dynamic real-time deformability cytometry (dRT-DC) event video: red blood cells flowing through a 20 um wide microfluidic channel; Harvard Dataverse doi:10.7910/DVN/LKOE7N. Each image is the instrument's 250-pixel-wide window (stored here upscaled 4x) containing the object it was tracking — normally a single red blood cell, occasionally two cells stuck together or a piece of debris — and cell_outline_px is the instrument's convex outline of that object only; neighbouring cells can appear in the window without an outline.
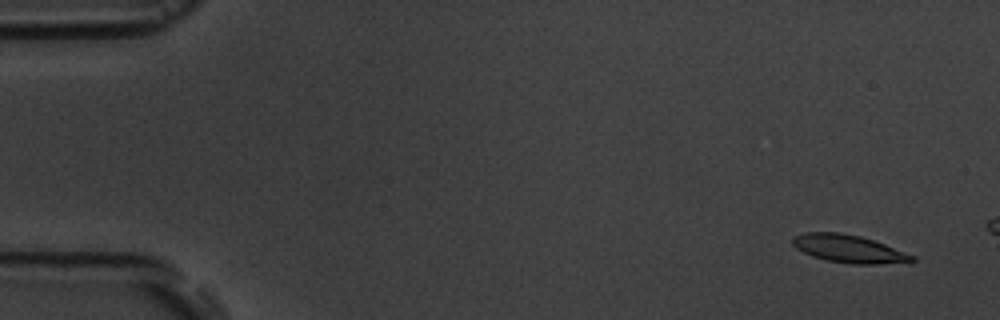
{"species": "common noctule bat (a hibernating species)", "species_latin": "Nyctalus noctula", "temperature_condition": "room temperature", "stored_images_in_passage": 5, "camera_frame_rate_fps": 3000, "um_per_image_px": 0.085, "animal": {"sex": "male", "body_mass_g": 19.5, "forearm_length_mm": 54.6}, "frame": {"image": 1, "passage_image": 1, "time_ms": 0.0, "image_size_px": [1000, 320], "cell_outline_px": [[916, 260], [912, 264], [852, 264], [828, 260], [812, 256], [796, 248], [792, 244], [792, 236], [804, 232], [840, 232], [860, 236], [884, 244], [916, 256]], "centroid_in_image_um": [72.21, 21.16], "position_along_channel_um": 12.8, "area_um2": 19.65}}